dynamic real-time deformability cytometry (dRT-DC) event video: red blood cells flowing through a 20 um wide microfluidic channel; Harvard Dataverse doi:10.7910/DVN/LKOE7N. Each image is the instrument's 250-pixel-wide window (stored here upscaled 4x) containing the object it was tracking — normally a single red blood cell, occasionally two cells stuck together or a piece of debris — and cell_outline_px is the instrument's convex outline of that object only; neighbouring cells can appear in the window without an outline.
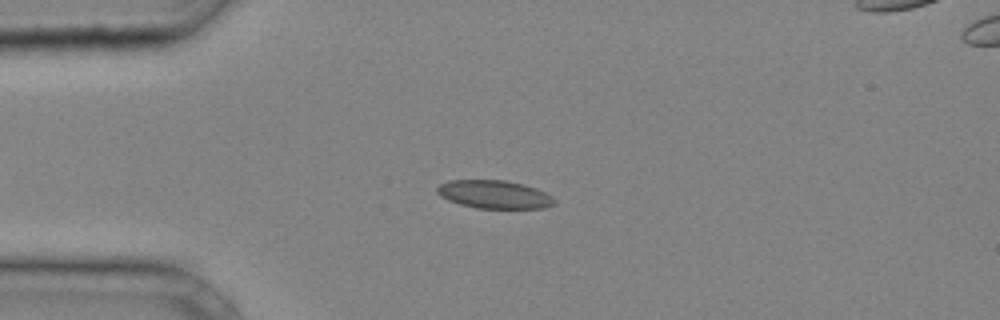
{"species": "common noctule bat (a hibernating species)", "species_latin": "Nyctalus noctula", "temperature_condition": "cold", "stored_images_in_passage": 18, "camera_frame_rate_fps": 3000, "um_per_image_px": 0.085, "animal": {"sex": "male", "body_mass_g": 20.4}, "frame": {"image": 1, "passage_image": 10, "time_ms": 3.0, "image_size_px": [1000, 320], "cell_outline_px": [[556, 204], [544, 208], [476, 208], [460, 204], [448, 200], [440, 196], [436, 192], [436, 188], [440, 184], [448, 180], [504, 180], [524, 184], [536, 188], [552, 196], [556, 200]], "centroid_in_image_um": [42.02, 16.52], "position_along_channel_um": 43.0, "area_um2": 19.36}}
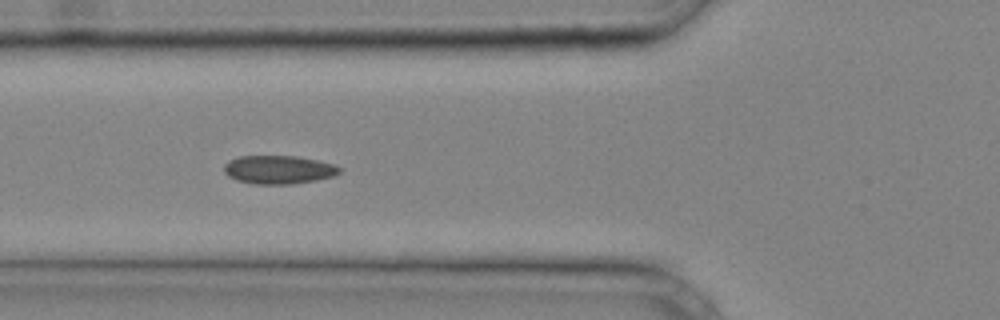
{"frame": {"image": 2, "passage_image": 15, "time_ms": 4.667, "image_size_px": [1000, 320], "cell_outline_px": [[340, 172], [332, 176], [316, 180], [292, 184], [256, 184], [236, 180], [228, 176], [224, 172], [224, 164], [228, 160], [240, 156], [296, 156], [336, 164], [340, 168]], "centroid_in_image_um": [23.66, 14.42], "position_along_channel_um": 102.1, "area_um2": 19.13}}